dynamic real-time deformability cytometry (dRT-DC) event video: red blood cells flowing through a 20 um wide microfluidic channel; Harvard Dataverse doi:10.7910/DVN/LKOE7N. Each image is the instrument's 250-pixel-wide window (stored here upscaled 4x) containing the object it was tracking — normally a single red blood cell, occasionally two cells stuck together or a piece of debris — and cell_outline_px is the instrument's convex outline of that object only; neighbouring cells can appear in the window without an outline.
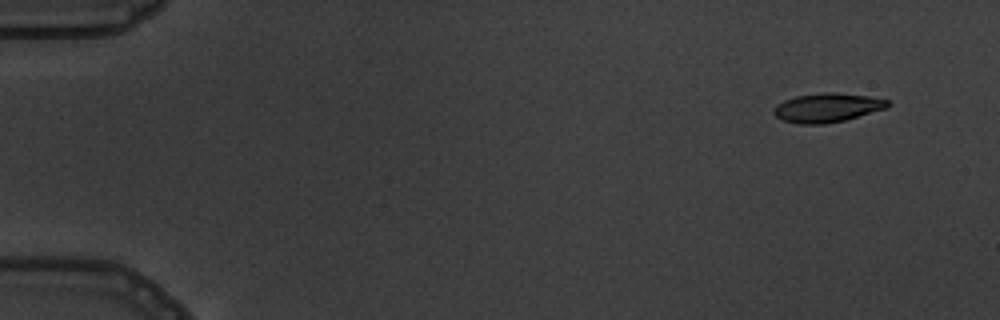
{"species": "common noctule bat (a hibernating species)", "species_latin": "Nyctalus noctula", "temperature_condition": "warm", "stored_images_in_passage": 6, "segment_of_instrument_passage": [1, 2], "camera_frame_rate_fps": 3000, "um_per_image_px": 0.085, "animal": {"sex": "male", "body_mass_g": 19.5, "forearm_length_mm": 54.6}, "frame": {"image": 1, "passage_image": 2, "time_ms": 1.333, "image_size_px": [1000, 320], "cell_outline_px": [[892, 104], [888, 108], [844, 120], [824, 124], [800, 124], [784, 120], [776, 116], [772, 112], [776, 104], [784, 100], [796, 96], [824, 92], [836, 92], [868, 96], [888, 100]], "centroid_in_image_um": [70.33, 9.14], "position_along_channel_um": 14.7, "area_um2": 19.31}}